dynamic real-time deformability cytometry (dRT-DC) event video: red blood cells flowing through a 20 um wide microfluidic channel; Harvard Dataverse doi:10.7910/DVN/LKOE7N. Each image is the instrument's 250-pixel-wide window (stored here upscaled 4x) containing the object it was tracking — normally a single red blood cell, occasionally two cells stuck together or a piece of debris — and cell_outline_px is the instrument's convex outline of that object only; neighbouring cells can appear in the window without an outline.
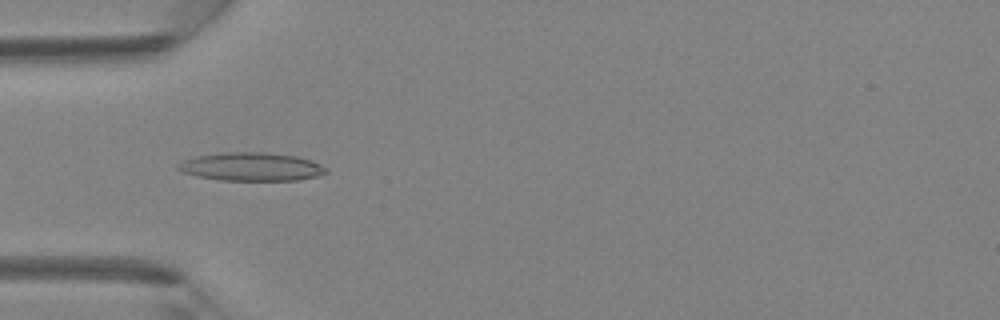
{"species": "Egyptian fruit bat (a non-hibernating species)", "species_latin": "Rousettus aegyptiacus", "temperature_condition": "room temperature", "stored_images_in_passage": 41, "camera_frame_rate_fps": 3000, "um_per_image_px": 0.085, "animal": {"sex": "female"}, "frame": {"image": 1, "passage_image": 12, "time_ms": 3.667, "image_size_px": [1000, 320], "cell_outline_px": [[328, 172], [316, 176], [300, 180], [220, 180], [196, 176], [180, 172], [176, 168], [176, 164], [184, 160], [196, 156], [224, 152], [264, 152], [296, 156], [320, 164], [328, 168]], "centroid_in_image_um": [21.32, 14.17], "position_along_channel_um": 63.7, "area_um2": 24.51}}
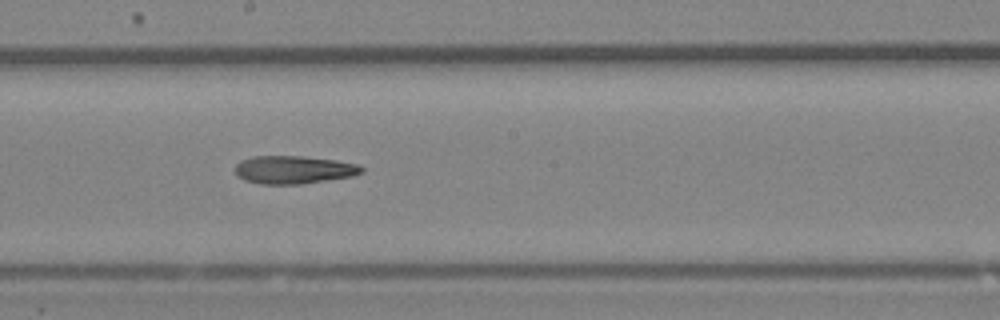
{"frame": {"image": 2, "passage_image": 22, "time_ms": 7.0, "image_size_px": [1000, 320], "cell_outline_px": [[364, 172], [352, 176], [300, 184], [260, 184], [244, 180], [236, 176], [236, 164], [240, 160], [252, 156], [304, 156], [336, 160], [360, 164], [364, 168]], "centroid_in_image_um": [24.97, 14.42], "position_along_channel_um": 223.2, "area_um2": 20.81}}
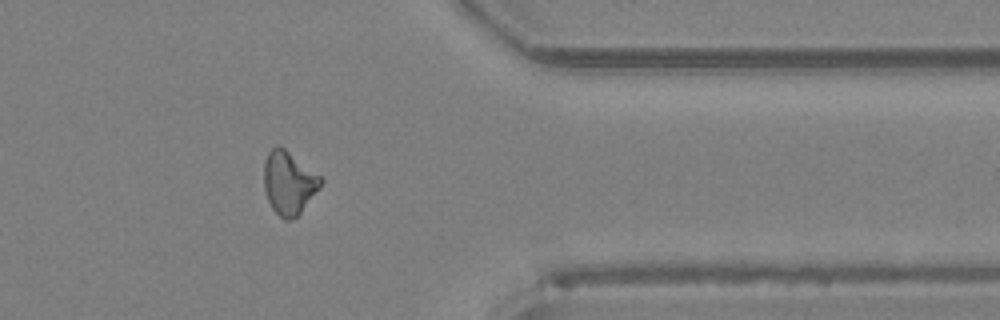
{"frame": {"image": 3, "passage_image": 33, "time_ms": 10.667, "image_size_px": [1000, 320], "cell_outline_px": [[324, 180], [320, 188], [300, 212], [296, 216], [288, 220], [284, 220], [272, 208], [268, 200], [264, 188], [264, 160], [268, 152], [276, 144], [280, 144], [320, 176]], "centroid_in_image_um": [24.54, 15.5], "position_along_channel_um": 386.9, "area_um2": 20.81}}